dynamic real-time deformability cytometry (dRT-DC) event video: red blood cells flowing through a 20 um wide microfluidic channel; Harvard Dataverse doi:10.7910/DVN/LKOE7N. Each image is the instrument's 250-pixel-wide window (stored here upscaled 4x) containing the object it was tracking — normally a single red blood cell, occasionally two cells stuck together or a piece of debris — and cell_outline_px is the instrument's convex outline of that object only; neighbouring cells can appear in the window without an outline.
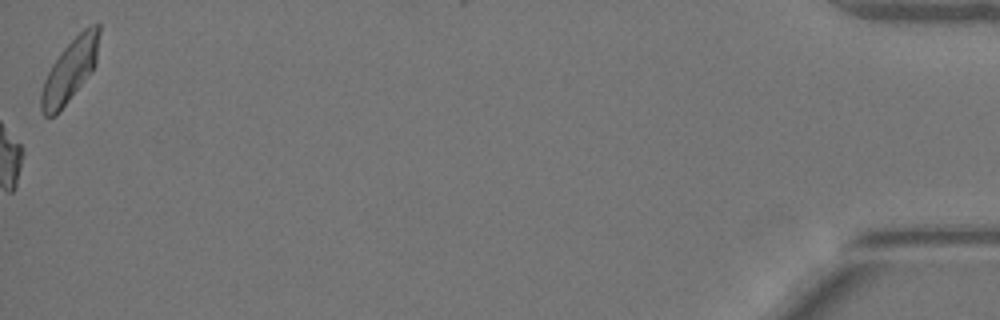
{"species": "Egyptian fruit bat (a non-hibernating species)", "species_latin": "Rousettus aegyptiacus", "temperature_condition": "warm", "stored_images_in_passage": 46, "camera_frame_rate_fps": 3000, "um_per_image_px": 0.085, "animal": {"sex": "female"}, "frame": {"image": 1, "passage_image": 46, "time_ms": 15.0, "image_size_px": [1000, 320], "cell_outline_px": [[100, 32], [96, 64], [92, 72], [56, 116], [44, 116], [40, 112], [40, 92], [44, 80], [52, 64], [60, 52], [88, 24], [96, 20], [100, 24]], "centroid_in_image_um": [5.96, 5.97], "position_along_channel_um": 429.2, "area_um2": 21.56}, "authors_computed_cell_mechanics": {"area_um2": 17.8024, "velocity_mm_per_s": 3.796, "shape_relaxation_time_tau1_ms": 7.3373, "shape_relaxation_time_tau2_ms": 9.9484, "deformation_change_tau1": 0.2502, "deformation_change_tau2": 0.1851}}